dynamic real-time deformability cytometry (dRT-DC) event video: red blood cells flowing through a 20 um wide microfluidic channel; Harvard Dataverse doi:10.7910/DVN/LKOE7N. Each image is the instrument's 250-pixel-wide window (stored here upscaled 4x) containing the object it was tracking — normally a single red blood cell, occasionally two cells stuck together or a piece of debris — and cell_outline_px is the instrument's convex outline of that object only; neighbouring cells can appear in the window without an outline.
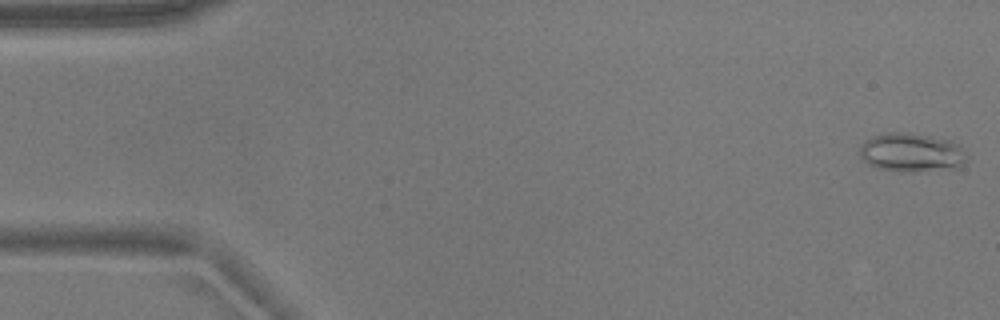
{"species": "common noctule bat (a hibernating species)", "species_latin": "Nyctalus noctula", "temperature_condition": "warm", "stored_images_in_passage": 53, "camera_frame_rate_fps": 3000, "um_per_image_px": 0.085, "animal": {"sex": "male", "body_mass_g": 17.9}, "frame": {"image": 1, "passage_image": 1, "time_ms": 0.0, "image_size_px": [1000, 320], "cell_outline_px": [[968, 156], [960, 168], [912, 172], [908, 172], [876, 168], [868, 164], [860, 156], [860, 144], [872, 136], [888, 132], [900, 132], [928, 136], [948, 140], [960, 144]], "centroid_in_image_um": [77.49, 12.98], "position_along_channel_um": 7.5, "area_um2": 24.33}}
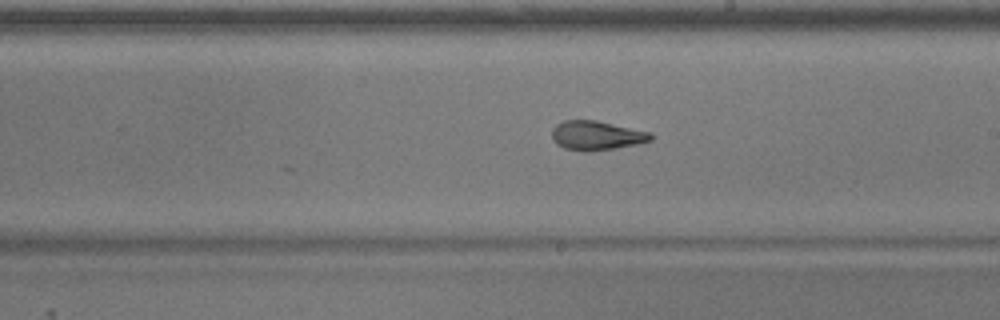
{"frame": {"image": 2, "passage_image": 30, "time_ms": 9.667, "image_size_px": [1000, 320], "cell_outline_px": [[652, 140], [640, 144], [616, 148], [588, 152], [584, 152], [564, 148], [556, 144], [552, 140], [552, 128], [556, 124], [564, 120], [596, 120], [652, 132]], "centroid_in_image_um": [50.71, 11.52], "position_along_channel_um": 238.3, "area_um2": 17.17}}
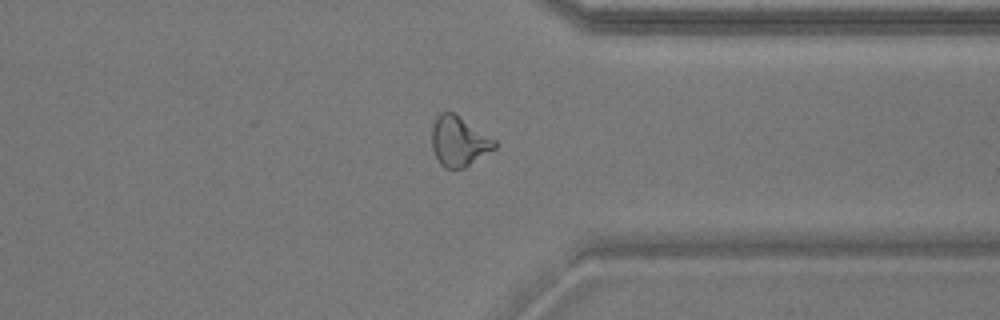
{"frame": {"image": 3, "passage_image": 41, "time_ms": 13.333, "image_size_px": [1000, 320], "cell_outline_px": [[496, 148], [464, 168], [444, 168], [440, 164], [432, 148], [432, 128], [436, 116], [440, 112], [452, 112], [496, 140]], "centroid_in_image_um": [38.99, 12.02], "position_along_channel_um": 372.4, "area_um2": 18.03}, "authors_computed_cell_mechanics": {"area_um2": 18.0914, "velocity_mm_per_s": 3.7596, "shape_relaxation_time_tau1_ms": 7.43, "shape_relaxation_time_tau2_ms": 2.0437, "deformation_change_tau1": 0.2105, "deformation_change_tau2": 0.1076}}